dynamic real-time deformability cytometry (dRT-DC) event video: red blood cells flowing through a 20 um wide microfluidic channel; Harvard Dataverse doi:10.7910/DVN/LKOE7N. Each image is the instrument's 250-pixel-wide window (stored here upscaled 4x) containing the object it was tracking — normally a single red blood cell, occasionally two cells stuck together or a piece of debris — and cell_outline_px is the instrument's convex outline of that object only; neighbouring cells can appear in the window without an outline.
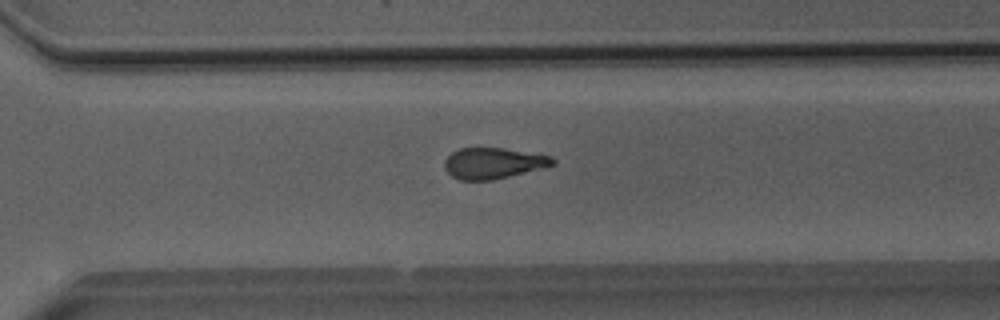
{"species": "Egyptian fruit bat (a non-hibernating species)", "species_latin": "Rousettus aegyptiacus", "temperature_condition": "room temperature", "stored_images_in_passage": 48, "camera_frame_rate_fps": 3000, "um_per_image_px": 0.085, "animal": {"sex": "male"}, "frame": {"image": 1, "passage_image": 33, "time_ms": 10.667, "image_size_px": [1000, 320], "cell_outline_px": [[556, 164], [544, 168], [492, 180], [460, 180], [452, 176], [444, 168], [444, 160], [452, 152], [460, 148], [504, 148], [552, 156], [556, 160]], "centroid_in_image_um": [41.95, 13.87], "position_along_channel_um": 328.7, "area_um2": 19.59}}
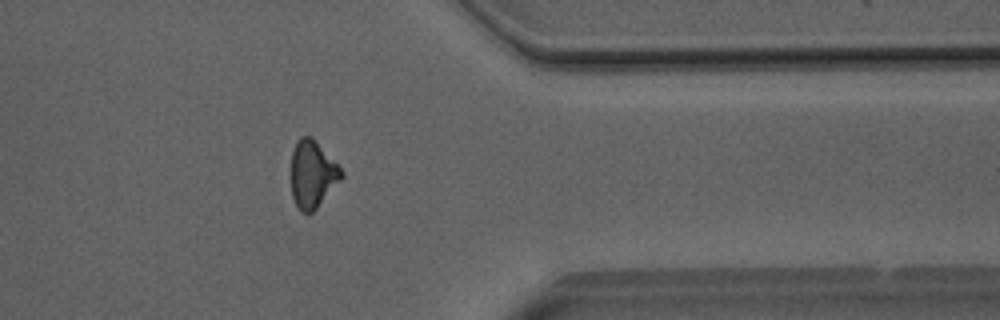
{"frame": {"image": 2, "passage_image": 38, "time_ms": 12.333, "image_size_px": [1000, 320], "cell_outline_px": [[344, 176], [316, 208], [312, 212], [300, 212], [296, 208], [292, 196], [292, 152], [296, 140], [300, 136], [312, 136], [344, 172]], "centroid_in_image_um": [26.55, 14.8], "position_along_channel_um": 384.9, "area_um2": 19.59}}
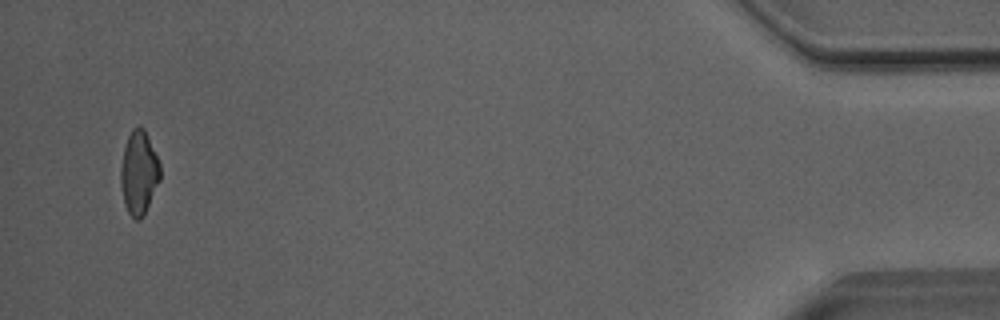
{"frame": {"image": 3, "passage_image": 46, "time_ms": 15.0, "image_size_px": [1000, 320], "cell_outline_px": [[160, 180], [144, 216], [140, 220], [136, 220], [128, 212], [124, 204], [120, 184], [120, 168], [124, 148], [128, 136], [132, 128], [140, 124], [144, 128], [160, 164]], "centroid_in_image_um": [11.8, 14.68], "position_along_channel_um": 423.4, "area_um2": 19.36}, "authors_computed_cell_mechanics": {"area_um2": 20.6057, "velocity_mm_per_s": 4.0818, "shape_relaxation_time_tau1_ms": 8.6723, "shape_relaxation_time_tau2_ms": 2.5731, "deformation_change_tau1": 0.1804, "deformation_change_tau2": 0.1069}}